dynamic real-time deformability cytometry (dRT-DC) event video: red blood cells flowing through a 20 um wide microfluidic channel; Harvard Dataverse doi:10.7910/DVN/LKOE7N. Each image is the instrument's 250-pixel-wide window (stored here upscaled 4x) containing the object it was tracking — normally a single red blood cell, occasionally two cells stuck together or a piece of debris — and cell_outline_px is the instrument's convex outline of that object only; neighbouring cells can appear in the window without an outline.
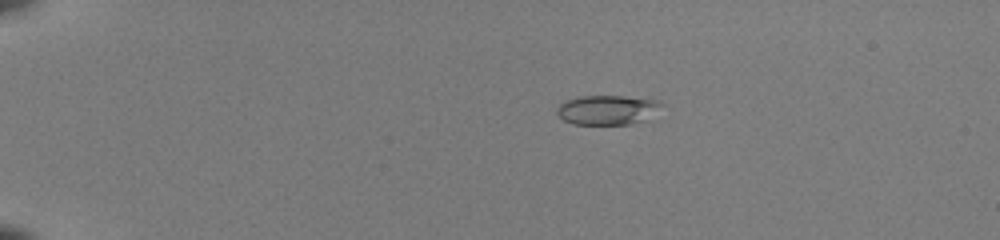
{"species": "common noctule bat (a hibernating species)", "species_latin": "Nyctalus noctula", "temperature_condition": "room temperature", "stored_images_in_passage": 47, "camera_frame_rate_fps": 3000, "um_per_image_px": 0.085, "animal": {"sex": "female", "body_mass_g": 22.0, "forearm_length_mm": 56.7}, "frame": {"image": 1, "passage_image": 7, "time_ms": 2.0, "image_size_px": [1000, 240], "cell_outline_px": [[668, 104], [640, 120], [632, 124], [572, 124], [564, 120], [556, 112], [556, 108], [560, 104], [568, 100], [580, 96], [624, 96], [660, 100]], "centroid_in_image_um": [51.64, 9.32], "position_along_channel_um": 33.4, "area_um2": 17.86}}
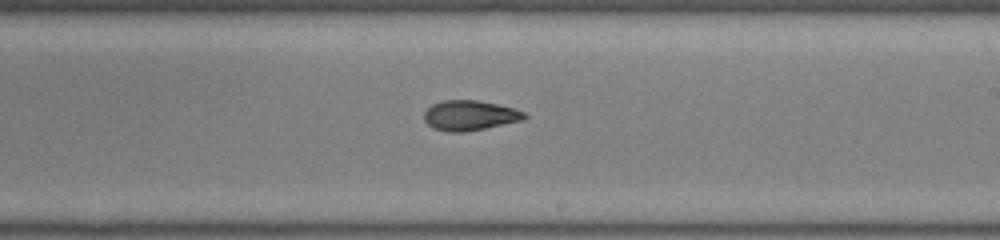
{"frame": {"image": 2, "passage_image": 29, "time_ms": 9.333, "image_size_px": [1000, 240], "cell_outline_px": [[528, 116], [524, 120], [464, 132], [448, 132], [432, 128], [424, 120], [424, 112], [432, 104], [444, 100], [476, 100], [496, 104], [512, 108], [524, 112]], "centroid_in_image_um": [39.91, 9.81], "position_along_channel_um": 249.1, "area_um2": 17.46}}
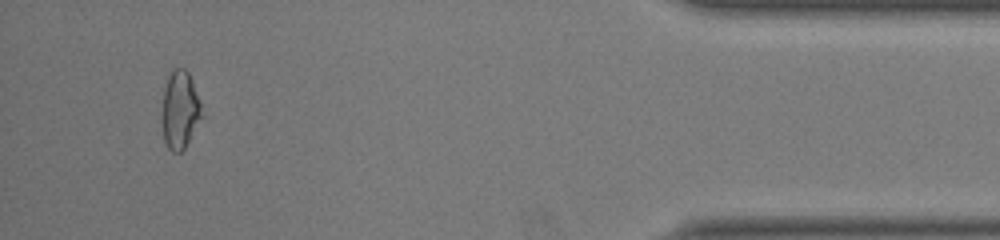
{"frame": {"image": 3, "passage_image": 45, "time_ms": 14.667, "image_size_px": [1000, 240], "cell_outline_px": [[204, 116], [184, 148], [180, 152], [172, 152], [168, 148], [164, 140], [160, 120], [160, 112], [164, 88], [168, 72], [172, 68], [184, 68], [188, 72], [200, 100]], "centroid_in_image_um": [15.27, 9.33], "position_along_channel_um": 419.9, "area_um2": 18.73}, "authors_computed_cell_mechanics": {"area_um2": 18.0336, "velocity_mm_per_s": 4.1052, "shape_relaxation_time_tau1_ms": null, "shape_relaxation_time_tau2_ms": 2.5668, "deformation_change_tau1": null, "deformation_change_tau2": 0.0925}}